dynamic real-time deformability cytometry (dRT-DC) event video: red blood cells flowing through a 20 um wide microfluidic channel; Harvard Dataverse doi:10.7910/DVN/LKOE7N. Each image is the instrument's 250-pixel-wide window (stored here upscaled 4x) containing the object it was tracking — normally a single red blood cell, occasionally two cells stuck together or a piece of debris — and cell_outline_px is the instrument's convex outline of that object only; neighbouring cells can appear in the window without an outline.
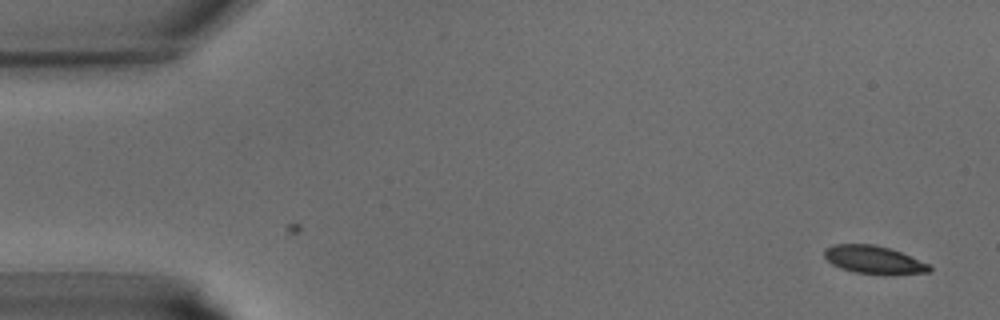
{"species": "common noctule bat (a hibernating species)", "species_latin": "Nyctalus noctula", "temperature_condition": "warm", "stored_images_in_passage": 40, "camera_frame_rate_fps": 3000, "um_per_image_px": 0.085, "animal": {"sex": "male", "body_mass_g": 15.6}, "frame": {"image": 1, "passage_image": 1, "time_ms": 0.0, "image_size_px": [1000, 320], "cell_outline_px": [[932, 272], [884, 276], [856, 272], [840, 268], [832, 264], [824, 256], [824, 248], [832, 244], [876, 244], [900, 252], [928, 264], [932, 268]], "centroid_in_image_um": [74.27, 22.1], "position_along_channel_um": 10.7, "area_um2": 17.4}}
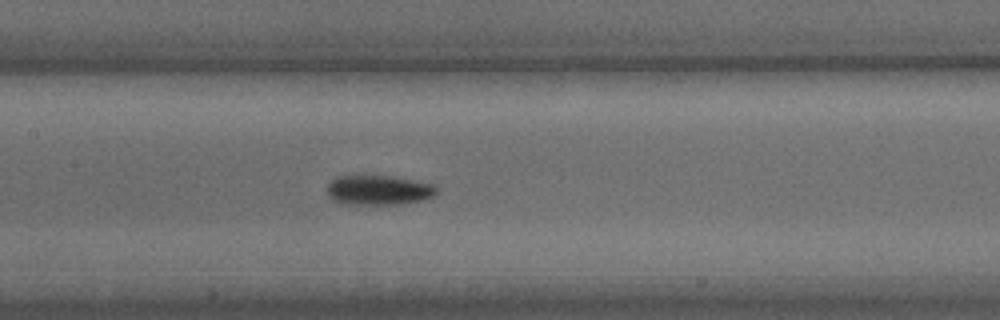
{"frame": {"image": 2, "passage_image": 19, "time_ms": 6.0, "image_size_px": [1000, 320], "cell_outline_px": [[440, 188], [432, 196], [424, 200], [400, 204], [340, 204], [332, 200], [328, 196], [328, 184], [336, 176], [392, 176], [432, 184]], "centroid_in_image_um": [32.17, 16.17], "position_along_channel_um": 175.2, "area_um2": 19.02}}
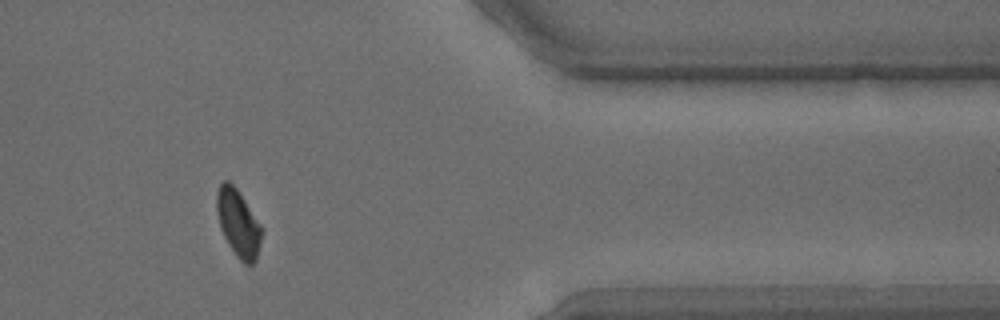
{"frame": {"image": 3, "passage_image": 34, "time_ms": 11.0, "image_size_px": [1000, 320], "cell_outline_px": [[264, 232], [256, 260], [252, 264], [244, 264], [236, 256], [228, 244], [220, 228], [216, 208], [216, 192], [220, 184], [224, 180], [228, 180], [236, 188], [264, 228]], "centroid_in_image_um": [20.27, 18.98], "position_along_channel_um": 391.1, "area_um2": 17.86}}